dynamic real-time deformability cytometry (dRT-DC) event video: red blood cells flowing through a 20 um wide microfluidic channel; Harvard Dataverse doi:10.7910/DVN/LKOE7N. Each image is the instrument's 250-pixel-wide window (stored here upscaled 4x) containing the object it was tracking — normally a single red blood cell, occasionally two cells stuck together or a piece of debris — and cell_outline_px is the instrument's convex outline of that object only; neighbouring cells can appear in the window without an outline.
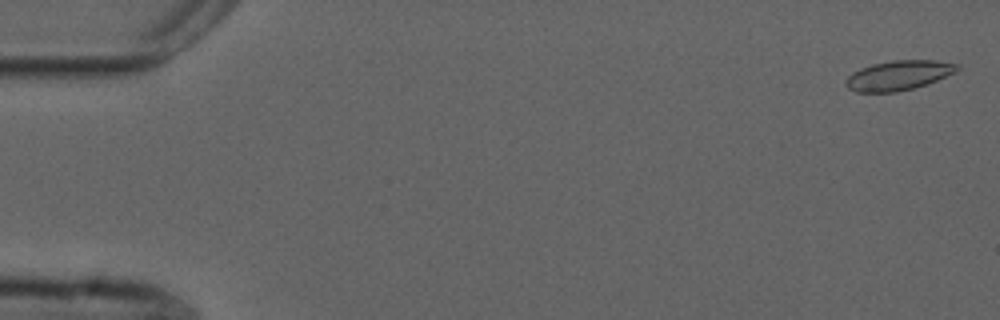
{"species": "common noctule bat (a hibernating species)", "species_latin": "Nyctalus noctula", "temperature_condition": "cold", "stored_images_in_passage": 7, "camera_frame_rate_fps": 3000, "um_per_image_px": 0.085, "animal": {"sex": "male", "forearm_length_mm": 52.5}, "frame": {"image": 1, "passage_image": 1, "time_ms": 0.0, "image_size_px": [1000, 320], "cell_outline_px": [[960, 68], [956, 72], [936, 80], [912, 88], [896, 92], [856, 92], [848, 88], [844, 84], [844, 80], [852, 72], [860, 68], [872, 64], [892, 60], [932, 60], [960, 64]], "centroid_in_image_um": [76.34, 6.4], "position_along_channel_um": 8.7, "area_um2": 19.25}}